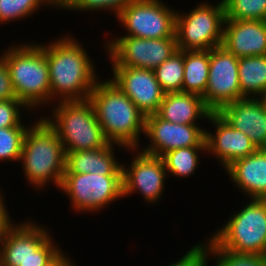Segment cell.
Wrapping results in <instances>:
<instances>
[{
  "label": "cell",
  "instance_id": "6da1fadb",
  "mask_svg": "<svg viewBox=\"0 0 266 266\" xmlns=\"http://www.w3.org/2000/svg\"><path fill=\"white\" fill-rule=\"evenodd\" d=\"M39 45L46 53L51 100L89 99L99 75L83 45L81 46L80 42L71 35L55 39L47 46L42 43Z\"/></svg>",
  "mask_w": 266,
  "mask_h": 266
},
{
  "label": "cell",
  "instance_id": "7a4b0ae2",
  "mask_svg": "<svg viewBox=\"0 0 266 266\" xmlns=\"http://www.w3.org/2000/svg\"><path fill=\"white\" fill-rule=\"evenodd\" d=\"M100 81L96 82L89 100L106 139L122 149L139 148L145 115L113 81Z\"/></svg>",
  "mask_w": 266,
  "mask_h": 266
},
{
  "label": "cell",
  "instance_id": "3957f363",
  "mask_svg": "<svg viewBox=\"0 0 266 266\" xmlns=\"http://www.w3.org/2000/svg\"><path fill=\"white\" fill-rule=\"evenodd\" d=\"M40 118L30 124L25 133L19 162H22L25 178L36 190L40 191L50 183L59 190L65 172L66 153L55 129L44 117Z\"/></svg>",
  "mask_w": 266,
  "mask_h": 266
},
{
  "label": "cell",
  "instance_id": "277c9868",
  "mask_svg": "<svg viewBox=\"0 0 266 266\" xmlns=\"http://www.w3.org/2000/svg\"><path fill=\"white\" fill-rule=\"evenodd\" d=\"M34 43L14 44L2 52L15 95L29 109L28 112L53 103L46 53Z\"/></svg>",
  "mask_w": 266,
  "mask_h": 266
},
{
  "label": "cell",
  "instance_id": "5b68a950",
  "mask_svg": "<svg viewBox=\"0 0 266 266\" xmlns=\"http://www.w3.org/2000/svg\"><path fill=\"white\" fill-rule=\"evenodd\" d=\"M45 120L55 129L65 153L103 148L110 144L89 99L57 101ZM57 105V107H56Z\"/></svg>",
  "mask_w": 266,
  "mask_h": 266
},
{
  "label": "cell",
  "instance_id": "8992f818",
  "mask_svg": "<svg viewBox=\"0 0 266 266\" xmlns=\"http://www.w3.org/2000/svg\"><path fill=\"white\" fill-rule=\"evenodd\" d=\"M44 226L28 220L13 223L0 237L2 266H53L66 252Z\"/></svg>",
  "mask_w": 266,
  "mask_h": 266
},
{
  "label": "cell",
  "instance_id": "52a82bcc",
  "mask_svg": "<svg viewBox=\"0 0 266 266\" xmlns=\"http://www.w3.org/2000/svg\"><path fill=\"white\" fill-rule=\"evenodd\" d=\"M209 239L217 248L266 255V199L250 198Z\"/></svg>",
  "mask_w": 266,
  "mask_h": 266
},
{
  "label": "cell",
  "instance_id": "ba28073f",
  "mask_svg": "<svg viewBox=\"0 0 266 266\" xmlns=\"http://www.w3.org/2000/svg\"><path fill=\"white\" fill-rule=\"evenodd\" d=\"M176 13L175 35L178 50H210L223 43L224 3H199L189 12Z\"/></svg>",
  "mask_w": 266,
  "mask_h": 266
},
{
  "label": "cell",
  "instance_id": "9c48e42d",
  "mask_svg": "<svg viewBox=\"0 0 266 266\" xmlns=\"http://www.w3.org/2000/svg\"><path fill=\"white\" fill-rule=\"evenodd\" d=\"M60 190L80 214L98 212L123 198L122 175L64 173Z\"/></svg>",
  "mask_w": 266,
  "mask_h": 266
},
{
  "label": "cell",
  "instance_id": "30bf717a",
  "mask_svg": "<svg viewBox=\"0 0 266 266\" xmlns=\"http://www.w3.org/2000/svg\"><path fill=\"white\" fill-rule=\"evenodd\" d=\"M161 0H132L117 16L127 34L146 39L176 37V13Z\"/></svg>",
  "mask_w": 266,
  "mask_h": 266
},
{
  "label": "cell",
  "instance_id": "8fae6325",
  "mask_svg": "<svg viewBox=\"0 0 266 266\" xmlns=\"http://www.w3.org/2000/svg\"><path fill=\"white\" fill-rule=\"evenodd\" d=\"M106 40L107 56L119 67H137L154 70L178 51L176 37L146 39L120 36Z\"/></svg>",
  "mask_w": 266,
  "mask_h": 266
},
{
  "label": "cell",
  "instance_id": "7c38bea8",
  "mask_svg": "<svg viewBox=\"0 0 266 266\" xmlns=\"http://www.w3.org/2000/svg\"><path fill=\"white\" fill-rule=\"evenodd\" d=\"M238 64L239 58L224 46L210 49L208 83L202 98L212 113L231 102L245 98L240 90Z\"/></svg>",
  "mask_w": 266,
  "mask_h": 266
},
{
  "label": "cell",
  "instance_id": "4fadbf2b",
  "mask_svg": "<svg viewBox=\"0 0 266 266\" xmlns=\"http://www.w3.org/2000/svg\"><path fill=\"white\" fill-rule=\"evenodd\" d=\"M130 165H122L123 197L138 191L145 202L154 204L163 196L167 171L162 157L140 152L138 148ZM128 166V167H127Z\"/></svg>",
  "mask_w": 266,
  "mask_h": 266
},
{
  "label": "cell",
  "instance_id": "5bb4252c",
  "mask_svg": "<svg viewBox=\"0 0 266 266\" xmlns=\"http://www.w3.org/2000/svg\"><path fill=\"white\" fill-rule=\"evenodd\" d=\"M144 136L148 146L141 150L148 155L162 157L168 151L193 146H206L205 129L198 124H177L162 119L157 113L146 116Z\"/></svg>",
  "mask_w": 266,
  "mask_h": 266
},
{
  "label": "cell",
  "instance_id": "9a60e30c",
  "mask_svg": "<svg viewBox=\"0 0 266 266\" xmlns=\"http://www.w3.org/2000/svg\"><path fill=\"white\" fill-rule=\"evenodd\" d=\"M113 77L110 78L146 116L159 111L165 92L151 69L119 67L111 58Z\"/></svg>",
  "mask_w": 266,
  "mask_h": 266
},
{
  "label": "cell",
  "instance_id": "2e32d148",
  "mask_svg": "<svg viewBox=\"0 0 266 266\" xmlns=\"http://www.w3.org/2000/svg\"><path fill=\"white\" fill-rule=\"evenodd\" d=\"M207 120L216 131L213 134L205 130L206 152L218 158L217 161L224 169L257 150L247 135L231 127L217 112L211 113Z\"/></svg>",
  "mask_w": 266,
  "mask_h": 266
},
{
  "label": "cell",
  "instance_id": "e0dca14e",
  "mask_svg": "<svg viewBox=\"0 0 266 266\" xmlns=\"http://www.w3.org/2000/svg\"><path fill=\"white\" fill-rule=\"evenodd\" d=\"M231 127L247 135L257 149H266V102L245 97L217 112Z\"/></svg>",
  "mask_w": 266,
  "mask_h": 266
},
{
  "label": "cell",
  "instance_id": "ac0fdd59",
  "mask_svg": "<svg viewBox=\"0 0 266 266\" xmlns=\"http://www.w3.org/2000/svg\"><path fill=\"white\" fill-rule=\"evenodd\" d=\"M235 57L266 55V20L225 19L223 43Z\"/></svg>",
  "mask_w": 266,
  "mask_h": 266
},
{
  "label": "cell",
  "instance_id": "d6986e66",
  "mask_svg": "<svg viewBox=\"0 0 266 266\" xmlns=\"http://www.w3.org/2000/svg\"><path fill=\"white\" fill-rule=\"evenodd\" d=\"M225 171L249 198L266 199V149L234 161Z\"/></svg>",
  "mask_w": 266,
  "mask_h": 266
},
{
  "label": "cell",
  "instance_id": "ffe728a7",
  "mask_svg": "<svg viewBox=\"0 0 266 266\" xmlns=\"http://www.w3.org/2000/svg\"><path fill=\"white\" fill-rule=\"evenodd\" d=\"M114 145L93 150L66 152L65 172L101 175H122V165L115 158Z\"/></svg>",
  "mask_w": 266,
  "mask_h": 266
},
{
  "label": "cell",
  "instance_id": "44dd1931",
  "mask_svg": "<svg viewBox=\"0 0 266 266\" xmlns=\"http://www.w3.org/2000/svg\"><path fill=\"white\" fill-rule=\"evenodd\" d=\"M212 112L199 95L186 92L165 93L157 114L164 120L177 124H197L206 120Z\"/></svg>",
  "mask_w": 266,
  "mask_h": 266
},
{
  "label": "cell",
  "instance_id": "7402d4cb",
  "mask_svg": "<svg viewBox=\"0 0 266 266\" xmlns=\"http://www.w3.org/2000/svg\"><path fill=\"white\" fill-rule=\"evenodd\" d=\"M210 50L184 51L182 92L203 96L208 83Z\"/></svg>",
  "mask_w": 266,
  "mask_h": 266
},
{
  "label": "cell",
  "instance_id": "603a6c76",
  "mask_svg": "<svg viewBox=\"0 0 266 266\" xmlns=\"http://www.w3.org/2000/svg\"><path fill=\"white\" fill-rule=\"evenodd\" d=\"M238 74L244 97L263 98L266 95V55L240 57Z\"/></svg>",
  "mask_w": 266,
  "mask_h": 266
},
{
  "label": "cell",
  "instance_id": "cb8c5ba5",
  "mask_svg": "<svg viewBox=\"0 0 266 266\" xmlns=\"http://www.w3.org/2000/svg\"><path fill=\"white\" fill-rule=\"evenodd\" d=\"M206 152V146H193L178 148L168 151L162 156L165 163L167 175L175 177H189L197 169L200 156L197 152Z\"/></svg>",
  "mask_w": 266,
  "mask_h": 266
},
{
  "label": "cell",
  "instance_id": "d4e9b609",
  "mask_svg": "<svg viewBox=\"0 0 266 266\" xmlns=\"http://www.w3.org/2000/svg\"><path fill=\"white\" fill-rule=\"evenodd\" d=\"M153 71L156 80L165 93L182 92L184 51H176Z\"/></svg>",
  "mask_w": 266,
  "mask_h": 266
},
{
  "label": "cell",
  "instance_id": "484cf974",
  "mask_svg": "<svg viewBox=\"0 0 266 266\" xmlns=\"http://www.w3.org/2000/svg\"><path fill=\"white\" fill-rule=\"evenodd\" d=\"M205 241L204 252L207 259L215 257L214 266H266V255L236 253L222 248H217L209 239Z\"/></svg>",
  "mask_w": 266,
  "mask_h": 266
},
{
  "label": "cell",
  "instance_id": "4316f807",
  "mask_svg": "<svg viewBox=\"0 0 266 266\" xmlns=\"http://www.w3.org/2000/svg\"><path fill=\"white\" fill-rule=\"evenodd\" d=\"M44 5L58 8L59 0H0V24L27 18Z\"/></svg>",
  "mask_w": 266,
  "mask_h": 266
},
{
  "label": "cell",
  "instance_id": "83f0119b",
  "mask_svg": "<svg viewBox=\"0 0 266 266\" xmlns=\"http://www.w3.org/2000/svg\"><path fill=\"white\" fill-rule=\"evenodd\" d=\"M28 125L0 128V162L19 161Z\"/></svg>",
  "mask_w": 266,
  "mask_h": 266
},
{
  "label": "cell",
  "instance_id": "f1b7e54d",
  "mask_svg": "<svg viewBox=\"0 0 266 266\" xmlns=\"http://www.w3.org/2000/svg\"><path fill=\"white\" fill-rule=\"evenodd\" d=\"M225 19L266 20V0H222Z\"/></svg>",
  "mask_w": 266,
  "mask_h": 266
},
{
  "label": "cell",
  "instance_id": "f546056e",
  "mask_svg": "<svg viewBox=\"0 0 266 266\" xmlns=\"http://www.w3.org/2000/svg\"><path fill=\"white\" fill-rule=\"evenodd\" d=\"M132 0H59L58 9H65L67 11H111L118 16V14L131 2Z\"/></svg>",
  "mask_w": 266,
  "mask_h": 266
},
{
  "label": "cell",
  "instance_id": "4dcf8cb0",
  "mask_svg": "<svg viewBox=\"0 0 266 266\" xmlns=\"http://www.w3.org/2000/svg\"><path fill=\"white\" fill-rule=\"evenodd\" d=\"M21 107L28 109L20 100H0V128L15 127L22 121Z\"/></svg>",
  "mask_w": 266,
  "mask_h": 266
},
{
  "label": "cell",
  "instance_id": "1f68e13d",
  "mask_svg": "<svg viewBox=\"0 0 266 266\" xmlns=\"http://www.w3.org/2000/svg\"><path fill=\"white\" fill-rule=\"evenodd\" d=\"M206 258L203 243H195L178 261L167 266H207Z\"/></svg>",
  "mask_w": 266,
  "mask_h": 266
},
{
  "label": "cell",
  "instance_id": "d6a6232c",
  "mask_svg": "<svg viewBox=\"0 0 266 266\" xmlns=\"http://www.w3.org/2000/svg\"><path fill=\"white\" fill-rule=\"evenodd\" d=\"M17 99L13 88L12 80L5 63V59L0 55V100Z\"/></svg>",
  "mask_w": 266,
  "mask_h": 266
},
{
  "label": "cell",
  "instance_id": "836d02e7",
  "mask_svg": "<svg viewBox=\"0 0 266 266\" xmlns=\"http://www.w3.org/2000/svg\"><path fill=\"white\" fill-rule=\"evenodd\" d=\"M2 194L4 193L0 190V237L13 225L11 221L12 218L4 203V195Z\"/></svg>",
  "mask_w": 266,
  "mask_h": 266
},
{
  "label": "cell",
  "instance_id": "e575fe53",
  "mask_svg": "<svg viewBox=\"0 0 266 266\" xmlns=\"http://www.w3.org/2000/svg\"><path fill=\"white\" fill-rule=\"evenodd\" d=\"M67 255L64 254L53 266H76Z\"/></svg>",
  "mask_w": 266,
  "mask_h": 266
}]
</instances>
